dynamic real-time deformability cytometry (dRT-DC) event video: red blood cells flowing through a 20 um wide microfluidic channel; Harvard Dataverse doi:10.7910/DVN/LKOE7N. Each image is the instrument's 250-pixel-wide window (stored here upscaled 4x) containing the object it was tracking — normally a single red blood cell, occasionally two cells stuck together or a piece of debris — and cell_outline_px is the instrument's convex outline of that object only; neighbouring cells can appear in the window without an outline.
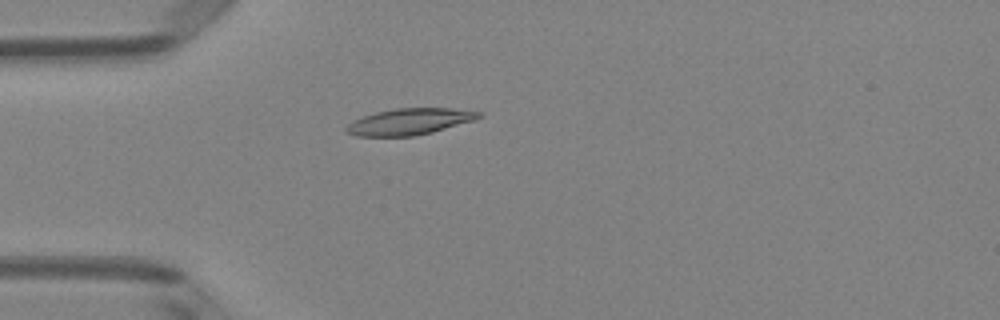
{"species": "Egyptian fruit bat (a non-hibernating species)", "species_latin": "Rousettus aegyptiacus", "temperature_condition": "room temperature", "stored_images_in_passage": 1, "camera_frame_rate_fps": 3000, "um_per_image_px": 0.085, "animal": {"sex": "female"}, "frame": {"image": 1, "passage_image": 1, "time_ms": 0.0, "image_size_px": [1000, 320], "cell_outline_px": [[484, 116], [476, 120], [432, 132], [416, 136], [356, 136], [344, 132], [344, 128], [352, 120], [376, 112], [396, 108], [452, 108], [484, 112]], "centroid_in_image_um": [34.83, 10.33], "position_along_channel_um": 50.2, "area_um2": 20.63}}